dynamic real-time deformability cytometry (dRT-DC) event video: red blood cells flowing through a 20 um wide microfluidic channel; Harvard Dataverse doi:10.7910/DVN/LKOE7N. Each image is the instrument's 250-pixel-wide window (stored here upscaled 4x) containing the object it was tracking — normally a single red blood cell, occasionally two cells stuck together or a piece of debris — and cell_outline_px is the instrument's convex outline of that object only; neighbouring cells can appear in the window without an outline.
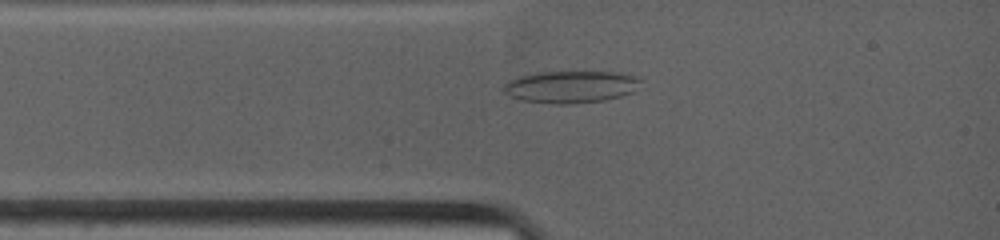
{"species": "common noctule bat (a hibernating species)", "species_latin": "Nyctalus noctula", "temperature_condition": "warm", "stored_images_in_passage": 41, "camera_frame_rate_fps": 4500, "um_per_image_px": 0.085, "animal": {"sex": "female", "body_mass_g": 19.0, "forearm_length_mm": 53.3}, "frame": {"image": 1, "passage_image": 7, "time_ms": 1.556, "image_size_px": [1000, 240], "cell_outline_px": [[644, 80], [632, 92], [620, 96], [604, 100], [568, 104], [556, 104], [520, 100], [504, 92], [504, 84], [508, 80], [520, 76], [536, 72], [620, 72], [636, 76]], "centroid_in_image_um": [48.54, 7.37], "position_along_channel_um": 36.5, "area_um2": 25.66}}
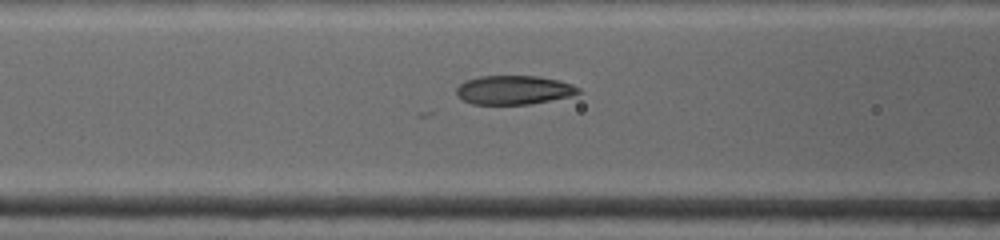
{"frame": {"image": 2, "passage_image": 15, "time_ms": 3.778, "image_size_px": [1000, 240], "cell_outline_px": [[580, 92], [568, 96], [532, 104], [472, 104], [464, 100], [456, 92], [456, 88], [464, 80], [480, 76], [540, 76], [560, 80], [572, 84], [580, 88]], "centroid_in_image_um": [43.67, 7.64], "position_along_channel_um": 122.9, "area_um2": 20.52}}
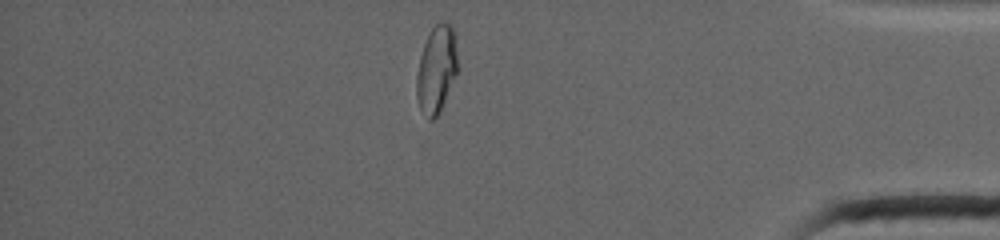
{"frame": {"image": 3, "passage_image": 39, "time_ms": 11.778, "image_size_px": [1000, 240], "cell_outline_px": [[460, 68], [440, 112], [432, 120], [428, 120], [420, 108], [416, 96], [416, 76], [420, 56], [424, 44], [432, 28], [440, 20], [448, 24], [452, 28], [456, 36]], "centroid_in_image_um": [37.14, 5.89], "position_along_channel_um": 398.1, "area_um2": 21.44}}